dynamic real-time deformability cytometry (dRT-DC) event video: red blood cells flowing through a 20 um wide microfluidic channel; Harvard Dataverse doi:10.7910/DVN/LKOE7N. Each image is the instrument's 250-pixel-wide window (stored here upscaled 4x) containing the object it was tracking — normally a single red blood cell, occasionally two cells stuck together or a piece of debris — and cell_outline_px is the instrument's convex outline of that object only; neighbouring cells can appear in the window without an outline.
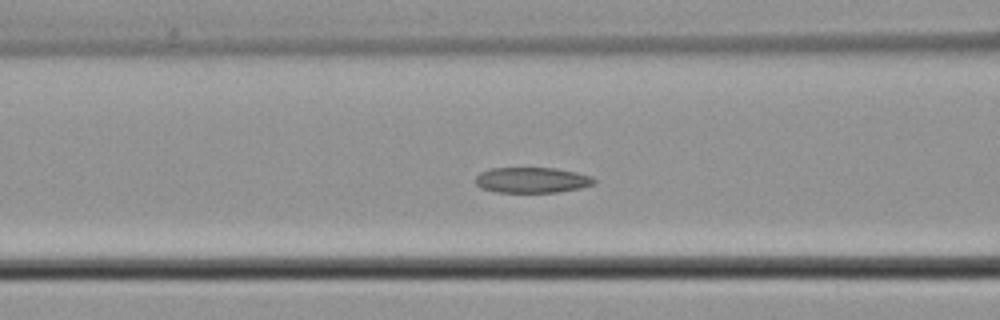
{"species": "common noctule bat (a hibernating species)", "species_latin": "Nyctalus noctula", "temperature_condition": "cold", "stored_images_in_passage": 55, "camera_frame_rate_fps": 3000, "um_per_image_px": 0.085, "animal": {"sex": "male", "body_mass_g": 21.5, "forearm_length_mm": 52.0}, "frame": {"image": 1, "passage_image": 22, "time_ms": 7.0, "image_size_px": [1000, 320], "cell_outline_px": [[596, 184], [580, 188], [556, 192], [496, 192], [480, 188], [476, 184], [476, 176], [480, 172], [492, 168], [556, 168], [576, 172], [592, 176], [596, 180]], "centroid_in_image_um": [45.23, 15.3], "position_along_channel_um": 121.4, "area_um2": 17.74}}
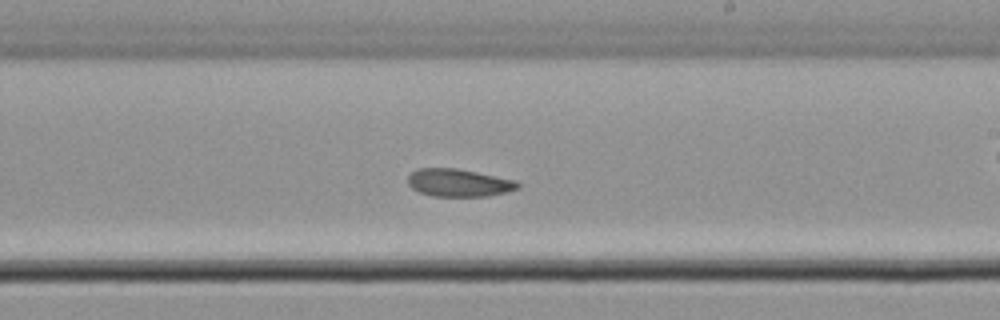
{"frame": {"image": 2, "passage_image": 32, "time_ms": 10.333, "image_size_px": [1000, 320], "cell_outline_px": [[520, 188], [488, 196], [432, 196], [420, 192], [412, 188], [408, 184], [408, 176], [416, 168], [456, 168], [516, 180], [520, 184]], "centroid_in_image_um": [38.98, 15.53], "position_along_channel_um": 250.0, "area_um2": 17.69}}
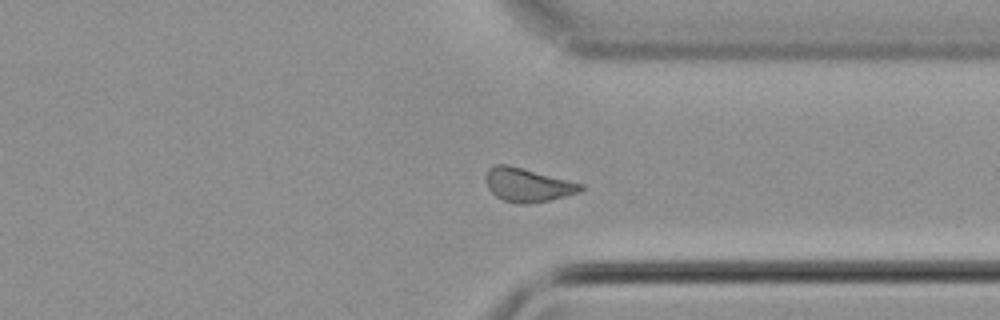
{"frame": {"image": 3, "passage_image": 41, "time_ms": 13.333, "image_size_px": [1000, 320], "cell_outline_px": [[584, 188], [580, 192], [548, 200], [528, 204], [520, 204], [504, 200], [496, 196], [488, 188], [484, 176], [488, 168], [496, 164], [508, 164], [584, 184]], "centroid_in_image_um": [44.83, 15.7], "position_along_channel_um": 366.6, "area_um2": 18.61}}